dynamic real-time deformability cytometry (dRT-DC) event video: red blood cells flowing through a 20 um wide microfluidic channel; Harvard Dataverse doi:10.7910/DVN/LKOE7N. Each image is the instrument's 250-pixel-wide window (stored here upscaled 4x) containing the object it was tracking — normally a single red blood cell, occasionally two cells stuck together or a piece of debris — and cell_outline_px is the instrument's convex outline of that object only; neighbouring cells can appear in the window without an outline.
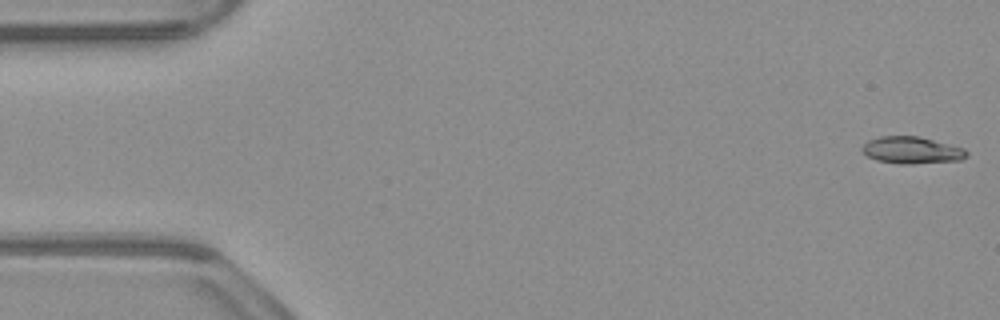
{"species": "common noctule bat (a hibernating species)", "species_latin": "Nyctalus noctula", "temperature_condition": "warm", "stored_images_in_passage": 53, "camera_frame_rate_fps": 3000, "um_per_image_px": 0.085, "animal": {"sex": "male", "body_mass_g": 23.1, "forearm_length_mm": 52.7}, "frame": {"image": 1, "passage_image": 1, "time_ms": 0.0, "image_size_px": [1000, 320], "cell_outline_px": [[968, 156], [960, 160], [912, 164], [900, 164], [876, 160], [868, 156], [860, 148], [868, 140], [880, 136], [920, 136], [964, 148], [968, 152]], "centroid_in_image_um": [77.5, 12.76], "position_along_channel_um": 7.5, "area_um2": 16.47}}
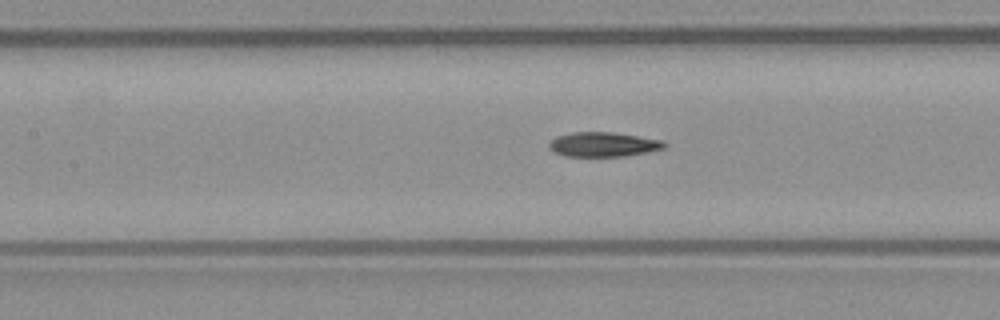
{"frame": {"image": 2, "passage_image": 23, "time_ms": 7.333, "image_size_px": [1000, 320], "cell_outline_px": [[668, 144], [664, 148], [648, 152], [624, 156], [564, 156], [548, 148], [548, 144], [556, 136], [572, 132], [612, 132], [660, 140]], "centroid_in_image_um": [51.25, 12.28], "position_along_channel_um": 156.1, "area_um2": 16.36}}
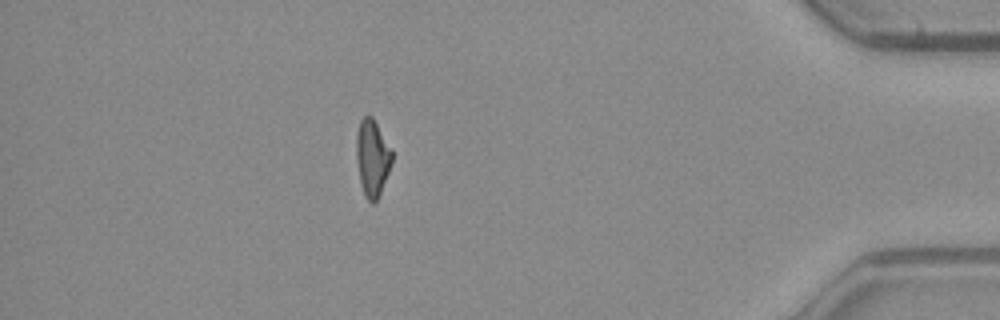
{"frame": {"image": 3, "passage_image": 46, "time_ms": 15.0, "image_size_px": [1000, 320], "cell_outline_px": [[392, 164], [380, 192], [376, 200], [372, 204], [364, 196], [360, 184], [356, 160], [356, 136], [360, 120], [364, 116], [372, 116], [392, 148]], "centroid_in_image_um": [31.64, 13.41], "position_along_channel_um": 403.6, "area_um2": 16.07}, "authors_computed_cell_mechanics": {"area_um2": 16.6464, "velocity_mm_per_s": 3.9155, "shape_relaxation_time_tau1_ms": 7.6279, "shape_relaxation_time_tau2_ms": 3.9467, "deformation_change_tau1": 0.2071, "deformation_change_tau2": 0.1129}}